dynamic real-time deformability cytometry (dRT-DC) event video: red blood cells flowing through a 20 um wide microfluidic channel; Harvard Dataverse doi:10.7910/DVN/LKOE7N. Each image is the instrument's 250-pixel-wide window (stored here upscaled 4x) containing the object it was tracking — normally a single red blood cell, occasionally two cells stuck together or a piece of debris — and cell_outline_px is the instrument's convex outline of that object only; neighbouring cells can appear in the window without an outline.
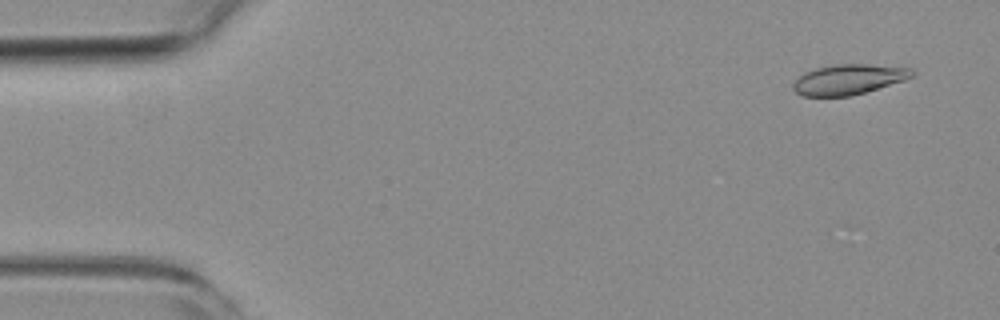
{"species": "common noctule bat (a hibernating species)", "species_latin": "Nyctalus noctula", "temperature_condition": "room temperature", "stored_images_in_passage": 14, "camera_frame_rate_fps": 3000, "um_per_image_px": 0.085, "animal": {"sex": "female", "body_mass_g": 19.3, "forearm_length_mm": 54.1}, "frame": {"image": 1, "passage_image": 3, "time_ms": 0.667, "image_size_px": [1000, 320], "cell_outline_px": [[916, 72], [912, 76], [904, 80], [852, 96], [804, 96], [796, 92], [792, 88], [792, 84], [804, 72], [816, 68], [836, 64], [868, 64], [912, 68]], "centroid_in_image_um": [72.13, 6.75], "position_along_channel_um": 12.9, "area_um2": 20.87}}
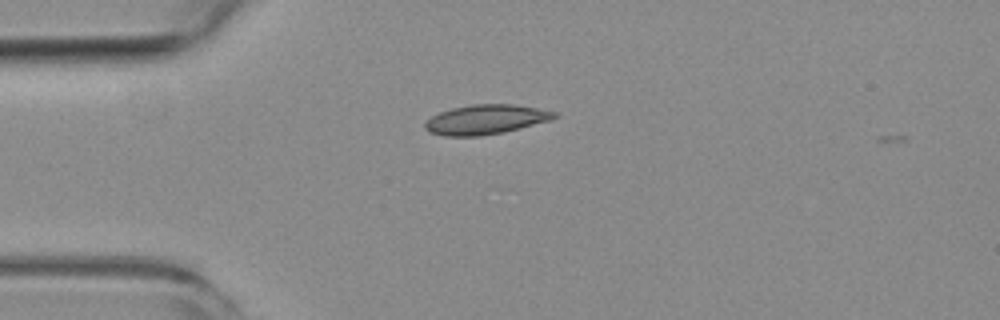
{"frame": {"image": 2, "passage_image": 13, "time_ms": 4.0, "image_size_px": [1000, 320], "cell_outline_px": [[556, 116], [552, 120], [504, 132], [480, 136], [444, 136], [428, 132], [424, 128], [424, 124], [432, 116], [440, 112], [452, 108], [472, 104], [512, 104], [536, 108], [556, 112]], "centroid_in_image_um": [41.26, 10.16], "position_along_channel_um": 43.7, "area_um2": 22.25}}